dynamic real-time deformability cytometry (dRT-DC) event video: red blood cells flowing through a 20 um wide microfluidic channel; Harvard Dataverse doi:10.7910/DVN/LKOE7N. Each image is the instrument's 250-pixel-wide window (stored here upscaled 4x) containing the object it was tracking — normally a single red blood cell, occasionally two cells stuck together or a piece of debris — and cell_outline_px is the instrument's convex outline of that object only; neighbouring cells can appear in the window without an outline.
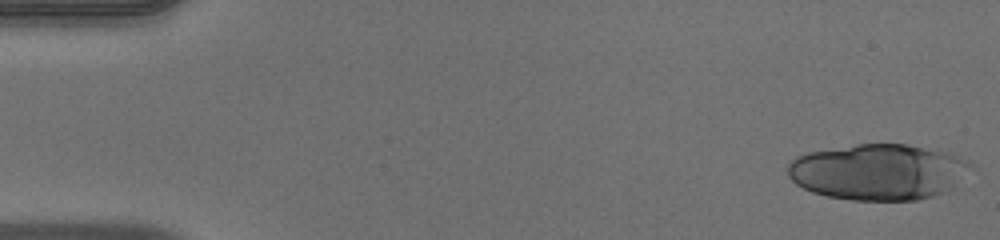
{"species": "human", "species_latin": "Homo sapiens", "temperature_condition": "warm", "stored_images_in_passage": 21, "camera_frame_rate_fps": 3000, "um_per_image_px": 0.085, "donor": {"sex": "male"}, "frame": {"image": 1, "passage_image": 1, "time_ms": 0.0, "image_size_px": [1000, 240], "cell_outline_px": [[968, 164], [952, 184], [944, 192], [932, 196], [916, 200], [852, 200], [828, 196], [812, 192], [796, 184], [788, 176], [788, 164], [796, 156], [808, 152], [856, 144], [908, 144], [952, 152], [968, 160]], "centroid_in_image_um": [74.56, 14.59], "position_along_channel_um": 10.4, "area_um2": 58.96}}